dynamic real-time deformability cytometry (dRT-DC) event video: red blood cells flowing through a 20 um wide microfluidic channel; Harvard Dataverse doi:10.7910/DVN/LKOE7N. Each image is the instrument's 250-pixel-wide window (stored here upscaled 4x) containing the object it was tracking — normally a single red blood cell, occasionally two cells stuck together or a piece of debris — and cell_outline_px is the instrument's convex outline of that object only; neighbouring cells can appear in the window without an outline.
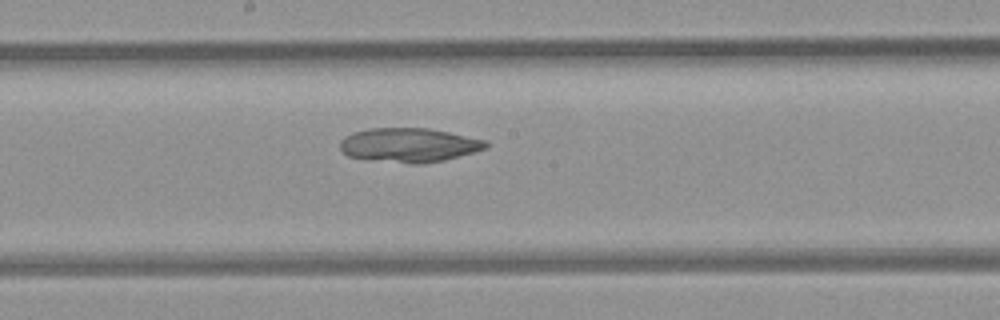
{"species": "common noctule bat (a hibernating species)", "species_latin": "Nyctalus noctula", "temperature_condition": "room temperature", "stored_images_in_passage": 6, "segment_of_instrument_passage": [2, 2], "camera_frame_rate_fps": 3000, "um_per_image_px": 0.085, "animal": {"sex": "female", "body_mass_g": 21.9}, "frame": {"image": 1, "passage_image": 6, "time_ms": 6.667, "image_size_px": [1000, 320], "cell_outline_px": [[488, 148], [444, 160], [424, 164], [412, 164], [348, 156], [340, 148], [340, 140], [344, 136], [352, 132], [368, 128], [428, 128], [488, 140]], "centroid_in_image_um": [34.79, 12.32], "position_along_channel_um": 213.4, "area_um2": 29.02}}